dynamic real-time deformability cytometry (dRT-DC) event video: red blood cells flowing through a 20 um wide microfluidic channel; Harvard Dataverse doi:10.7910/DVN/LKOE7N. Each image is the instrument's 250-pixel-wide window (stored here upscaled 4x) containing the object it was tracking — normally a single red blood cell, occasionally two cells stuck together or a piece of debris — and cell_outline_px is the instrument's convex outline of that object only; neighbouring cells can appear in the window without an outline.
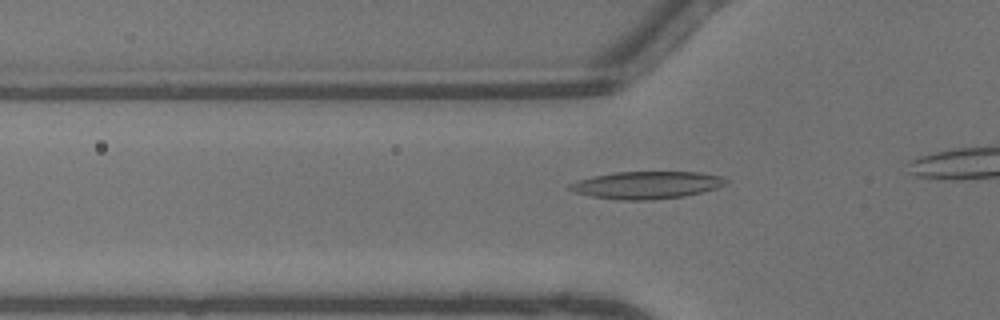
{"species": "common noctule bat (a hibernating species)", "species_latin": "Nyctalus noctula", "temperature_condition": "warm", "stored_images_in_passage": 20, "camera_frame_rate_fps": 3000, "um_per_image_px": 0.085, "animal": {"sex": "male", "body_mass_g": 13.3}, "frame": {"image": 1, "passage_image": 12, "time_ms": 3.667, "image_size_px": [1000, 320], "cell_outline_px": [[728, 180], [724, 184], [716, 188], [684, 196], [652, 200], [620, 200], [592, 196], [576, 192], [568, 188], [568, 184], [576, 180], [592, 176], [612, 172], [700, 172], [720, 176]], "centroid_in_image_um": [54.92, 15.72], "position_along_channel_um": 70.9, "area_um2": 24.85}}
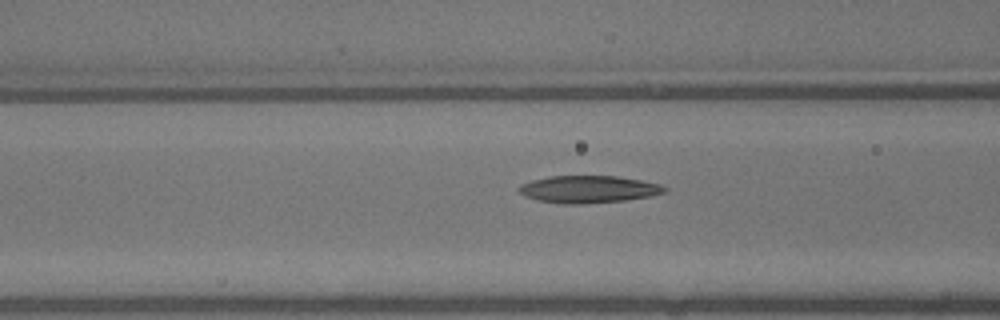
{"frame": {"image": 2, "passage_image": 15, "time_ms": 4.667, "image_size_px": [1000, 320], "cell_outline_px": [[668, 192], [648, 196], [624, 200], [580, 204], [564, 204], [536, 200], [524, 196], [520, 192], [520, 184], [532, 180], [548, 176], [616, 176], [640, 180], [660, 184], [668, 188]], "centroid_in_image_um": [50.02, 16.08], "position_along_channel_um": 116.6, "area_um2": 23.06}}